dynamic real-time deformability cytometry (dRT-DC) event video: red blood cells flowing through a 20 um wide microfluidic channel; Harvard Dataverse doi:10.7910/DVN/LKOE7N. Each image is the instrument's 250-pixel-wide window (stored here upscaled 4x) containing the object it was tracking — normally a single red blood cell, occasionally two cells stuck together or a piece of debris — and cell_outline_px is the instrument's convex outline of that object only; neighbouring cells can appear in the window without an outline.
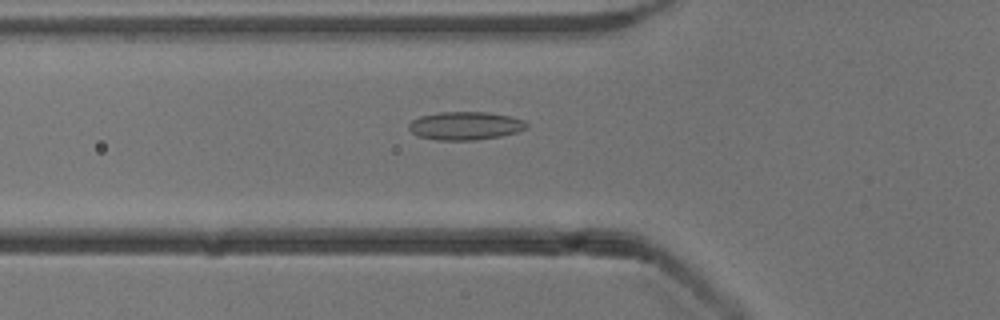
{"species": "common noctule bat (a hibernating species)", "species_latin": "Nyctalus noctula", "temperature_condition": "cold", "stored_images_in_passage": 47, "camera_frame_rate_fps": 3000, "um_per_image_px": 0.085, "animal": {"sex": "male", "body_mass_g": 13.3}, "frame": {"image": 1, "passage_image": 13, "time_ms": 4.0, "image_size_px": [1000, 320], "cell_outline_px": [[528, 128], [516, 132], [500, 136], [476, 140], [436, 140], [420, 136], [412, 132], [408, 128], [408, 124], [412, 120], [420, 116], [440, 112], [488, 112], [508, 116], [524, 120], [528, 124]], "centroid_in_image_um": [39.55, 10.69], "position_along_channel_um": 86.3, "area_um2": 19.31}}
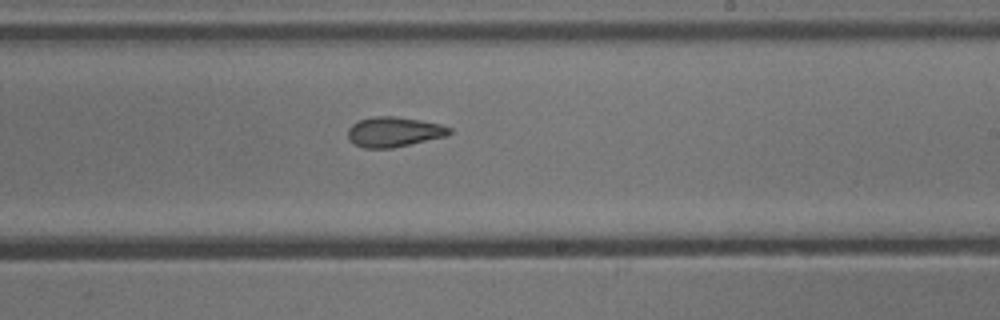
{"frame": {"image": 2, "passage_image": 26, "time_ms": 8.333, "image_size_px": [1000, 320], "cell_outline_px": [[452, 132], [448, 136], [392, 148], [364, 148], [348, 140], [348, 128], [352, 124], [360, 120], [376, 116], [396, 116], [420, 120], [440, 124], [452, 128]], "centroid_in_image_um": [33.51, 11.21], "position_along_channel_um": 255.5, "area_um2": 17.8}}
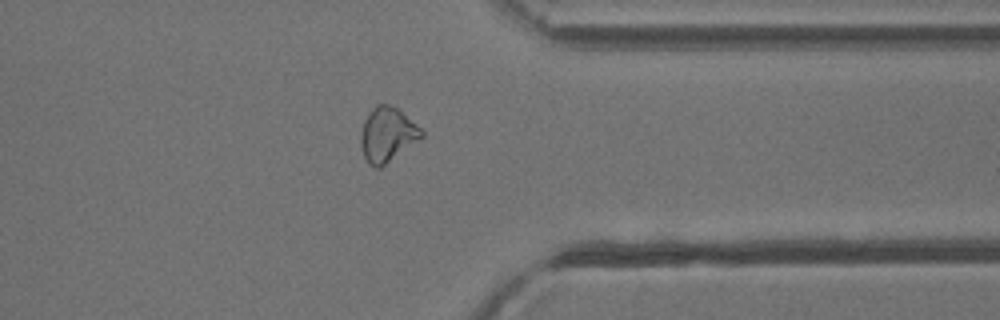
{"frame": {"image": 3, "passage_image": 36, "time_ms": 11.667, "image_size_px": [1000, 320], "cell_outline_px": [[424, 136], [380, 168], [376, 168], [368, 164], [364, 156], [360, 144], [360, 132], [364, 120], [372, 108], [376, 104], [388, 104], [396, 108], [416, 124], [424, 132]], "centroid_in_image_um": [32.89, 11.45], "position_along_channel_um": 378.5, "area_um2": 19.13}, "authors_computed_cell_mechanics": {"area_um2": 18.8428, "velocity_mm_per_s": 3.894, "shape_relaxation_time_tau1_ms": null, "shape_relaxation_time_tau2_ms": 2.5867, "deformation_change_tau1": null, "deformation_change_tau2": 0.098}}